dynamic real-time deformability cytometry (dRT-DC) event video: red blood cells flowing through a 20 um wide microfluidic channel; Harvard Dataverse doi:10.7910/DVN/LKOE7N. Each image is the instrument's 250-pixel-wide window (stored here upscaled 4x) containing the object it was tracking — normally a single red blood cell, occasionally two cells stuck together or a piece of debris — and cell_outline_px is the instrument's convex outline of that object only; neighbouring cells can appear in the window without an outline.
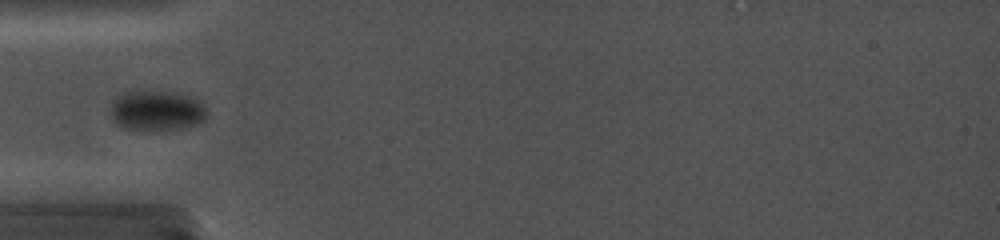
{"species": "common noctule bat (a hibernating species)", "species_latin": "Nyctalus noctula", "temperature_condition": "cold", "stored_images_in_passage": 13, "camera_frame_rate_fps": 5000, "um_per_image_px": 0.085, "animal": {"sex": "female", "body_mass_g": 19.0, "forearm_length_mm": 56.7}, "frame": {"image": 1, "passage_image": 3, "time_ms": 2.2, "image_size_px": [1000, 240], "cell_outline_px": [[204, 120], [196, 124], [180, 128], [144, 132], [128, 128], [112, 120], [112, 100], [116, 96], [124, 92], [136, 88], [140, 88], [176, 92], [188, 96], [196, 100], [204, 108]], "centroid_in_image_um": [13.24, 9.36], "position_along_channel_um": 71.8, "area_um2": 22.95}}
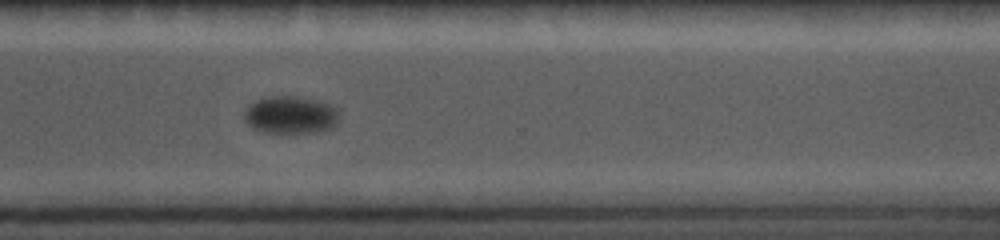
{"frame": {"image": 2, "passage_image": 10, "time_ms": 10.0, "image_size_px": [1000, 240], "cell_outline_px": [[336, 120], [328, 128], [300, 132], [268, 132], [256, 128], [248, 124], [244, 116], [244, 112], [256, 100], [268, 96], [296, 96], [316, 100], [332, 104], [336, 108]], "centroid_in_image_um": [24.65, 9.72], "position_along_channel_um": 345.9, "area_um2": 19.88}}
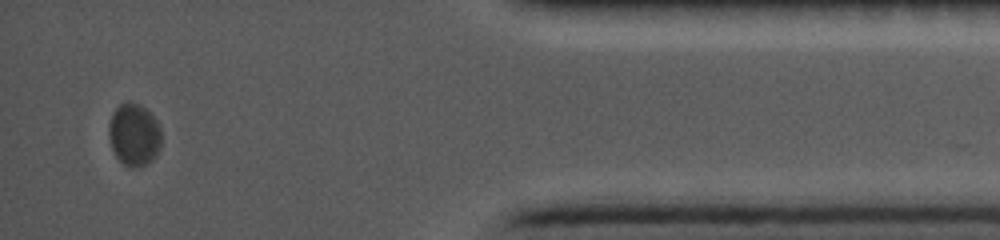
{"frame": {"image": 3, "passage_image": 13, "time_ms": 13.2, "image_size_px": [1000, 240], "cell_outline_px": [[160, 148], [152, 160], [136, 168], [132, 168], [124, 164], [116, 156], [112, 148], [108, 132], [108, 128], [112, 112], [124, 100], [128, 100], [140, 104], [156, 120], [160, 128]], "centroid_in_image_um": [11.38, 11.42], "position_along_channel_um": 423.8, "area_um2": 19.07}}